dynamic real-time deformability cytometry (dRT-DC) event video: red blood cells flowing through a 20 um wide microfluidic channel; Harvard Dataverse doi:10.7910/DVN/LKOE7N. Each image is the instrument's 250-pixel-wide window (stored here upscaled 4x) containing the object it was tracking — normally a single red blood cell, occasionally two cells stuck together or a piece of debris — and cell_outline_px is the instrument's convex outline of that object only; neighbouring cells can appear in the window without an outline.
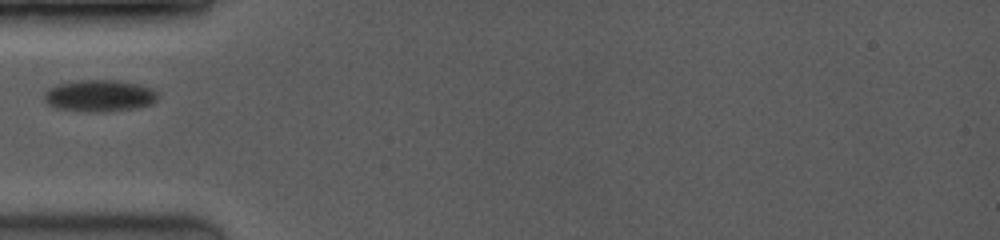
{"species": "common noctule bat (a hibernating species)", "species_latin": "Nyctalus noctula", "temperature_condition": "room temperature", "stored_images_in_passage": 28, "camera_frame_rate_fps": 3500, "um_per_image_px": 0.085, "animal": {"sex": "female", "body_mass_g": 19.0, "forearm_length_mm": 53.3}, "frame": {"image": 1, "passage_image": 1, "time_ms": 0.0, "image_size_px": [1000, 240], "cell_outline_px": [[156, 100], [152, 104], [136, 108], [104, 112], [92, 112], [52, 108], [44, 100], [44, 92], [48, 88], [56, 84], [76, 80], [116, 80], [136, 84], [152, 88], [156, 92]], "centroid_in_image_um": [8.4, 8.14], "position_along_channel_um": 76.6, "area_um2": 21.21}}
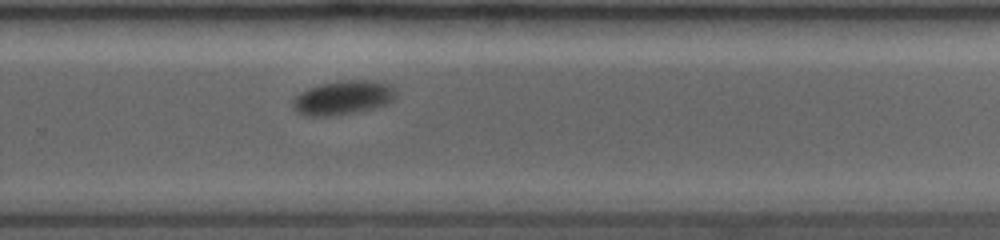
{"frame": {"image": 2, "passage_image": 16, "time_ms": 5.714, "image_size_px": [1000, 240], "cell_outline_px": [[396, 100], [388, 104], [376, 108], [336, 116], [304, 116], [296, 112], [292, 108], [292, 100], [300, 92], [308, 88], [320, 84], [344, 80], [372, 80], [392, 84], [396, 88]], "centroid_in_image_um": [29.2, 8.31], "position_along_channel_um": 300.6, "area_um2": 21.1}}
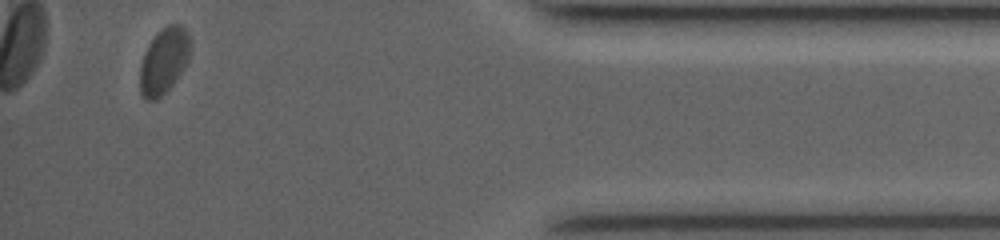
{"frame": {"image": 3, "passage_image": 26, "time_ms": 9.714, "image_size_px": [1000, 240], "cell_outline_px": [[188, 56], [184, 68], [172, 84], [156, 100], [148, 100], [140, 92], [140, 64], [144, 52], [148, 44], [156, 32], [168, 24], [180, 24], [188, 32]], "centroid_in_image_um": [13.89, 5.14], "position_along_channel_um": 421.3, "area_um2": 18.96}}